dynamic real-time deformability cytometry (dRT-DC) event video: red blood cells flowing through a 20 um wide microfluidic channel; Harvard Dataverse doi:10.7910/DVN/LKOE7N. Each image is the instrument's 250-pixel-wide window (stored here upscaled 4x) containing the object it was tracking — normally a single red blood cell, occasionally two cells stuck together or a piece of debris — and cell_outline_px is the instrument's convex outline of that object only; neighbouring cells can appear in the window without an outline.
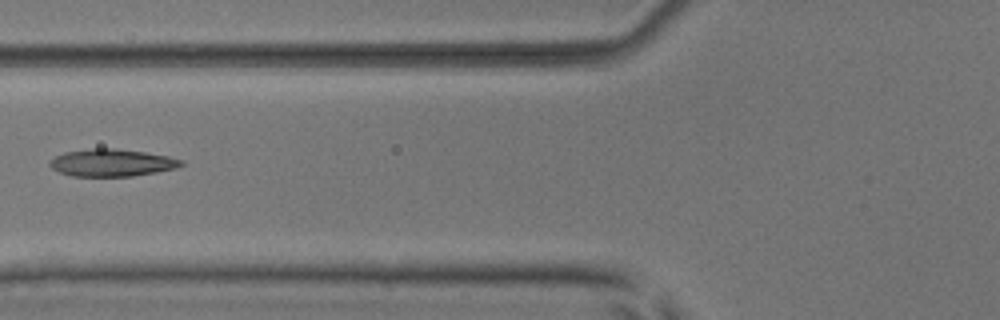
{"species": "common noctule bat (a hibernating species)", "species_latin": "Nyctalus noctula", "temperature_condition": "room temperature", "stored_images_in_passage": 4, "camera_frame_rate_fps": 3000, "um_per_image_px": 0.085, "animal": {"sex": "male", "body_mass_g": 17.9, "forearm_length_mm": 54.2}, "frame": {"image": 1, "passage_image": 3, "time_ms": 2.333, "image_size_px": [1000, 320], "cell_outline_px": [[184, 164], [176, 168], [156, 172], [132, 176], [72, 176], [60, 172], [52, 168], [48, 164], [48, 160], [64, 152], [96, 148], [116, 148], [144, 152], [168, 156], [184, 160]], "centroid_in_image_um": [9.5, 13.83], "position_along_channel_um": 116.3, "area_um2": 20.92}}
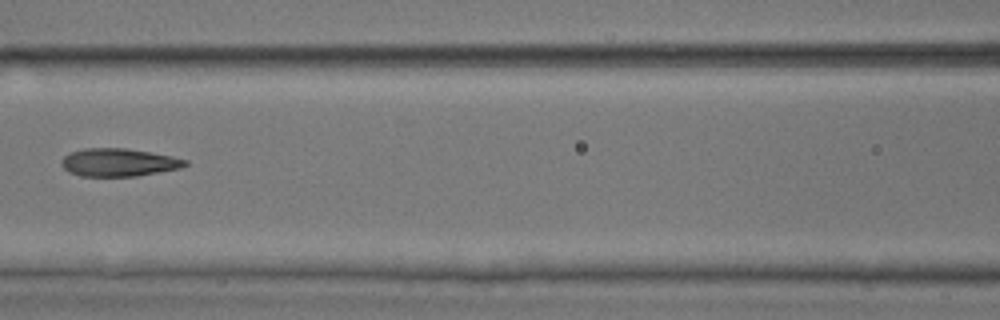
{"frame": {"image": 2, "passage_image": 4, "time_ms": 3.333, "image_size_px": [1000, 320], "cell_outline_px": [[188, 164], [180, 168], [136, 176], [80, 176], [68, 172], [60, 164], [60, 160], [64, 156], [72, 152], [84, 148], [124, 148], [172, 156], [188, 160]], "centroid_in_image_um": [10.06, 13.81], "position_along_channel_um": 156.5, "area_um2": 20.06}}